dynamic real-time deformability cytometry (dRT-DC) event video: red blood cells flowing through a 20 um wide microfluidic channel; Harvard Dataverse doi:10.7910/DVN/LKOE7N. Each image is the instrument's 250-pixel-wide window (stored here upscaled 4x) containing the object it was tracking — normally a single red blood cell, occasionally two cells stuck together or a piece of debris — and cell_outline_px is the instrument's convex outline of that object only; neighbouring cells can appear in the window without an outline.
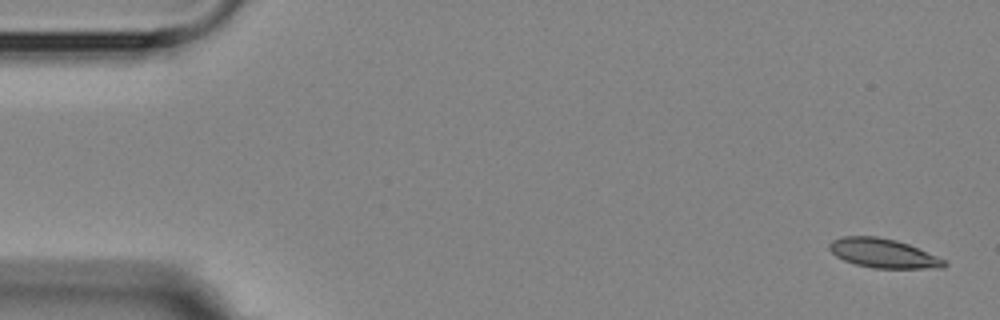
{"species": "Egyptian fruit bat (a non-hibernating species)", "species_latin": "Rousettus aegyptiacus", "temperature_condition": "room temperature", "stored_images_in_passage": 7, "camera_frame_rate_fps": 3000, "um_per_image_px": 0.085, "animal": {"sex": "female"}, "frame": {"image": 1, "passage_image": 1, "time_ms": 0.0, "image_size_px": [1000, 320], "cell_outline_px": [[948, 264], [944, 268], [872, 268], [856, 264], [844, 260], [836, 256], [828, 248], [828, 244], [832, 240], [840, 236], [876, 236], [896, 240], [908, 244], [948, 260]], "centroid_in_image_um": [75.1, 21.52], "position_along_channel_um": 9.9, "area_um2": 19.71}}
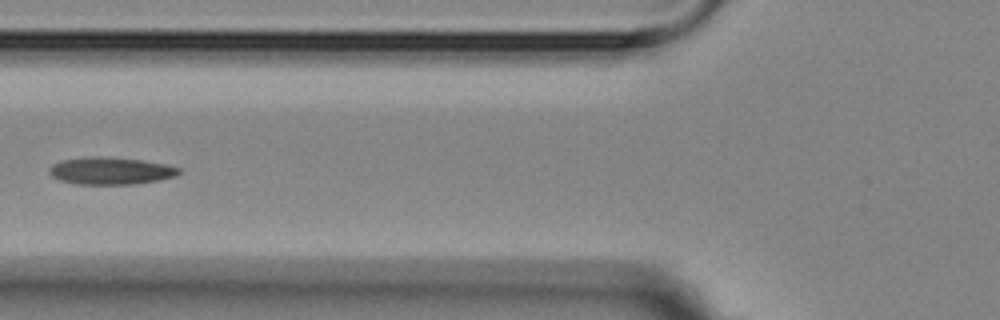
{"frame": {"image": 2, "passage_image": 6, "time_ms": 6.333, "image_size_px": [1000, 320], "cell_outline_px": [[180, 172], [176, 176], [160, 180], [136, 184], [76, 184], [60, 180], [52, 176], [48, 172], [48, 168], [52, 164], [64, 160], [92, 156], [100, 156], [144, 160], [164, 164], [180, 168]], "centroid_in_image_um": [9.41, 14.52], "position_along_channel_um": 116.4, "area_um2": 20.63}}
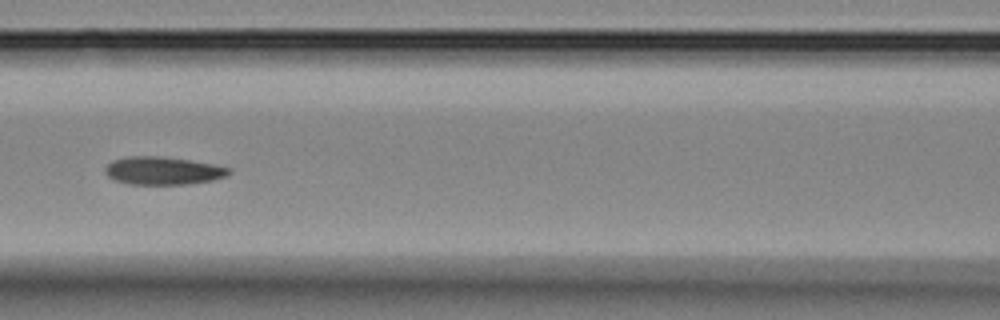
{"frame": {"image": 3, "passage_image": 7, "time_ms": 7.333, "image_size_px": [1000, 320], "cell_outline_px": [[232, 172], [224, 176], [212, 180], [188, 184], [128, 184], [116, 180], [108, 176], [104, 172], [104, 168], [112, 160], [128, 156], [160, 156], [216, 164], [232, 168]], "centroid_in_image_um": [13.85, 14.5], "position_along_channel_um": 152.7, "area_um2": 20.17}}